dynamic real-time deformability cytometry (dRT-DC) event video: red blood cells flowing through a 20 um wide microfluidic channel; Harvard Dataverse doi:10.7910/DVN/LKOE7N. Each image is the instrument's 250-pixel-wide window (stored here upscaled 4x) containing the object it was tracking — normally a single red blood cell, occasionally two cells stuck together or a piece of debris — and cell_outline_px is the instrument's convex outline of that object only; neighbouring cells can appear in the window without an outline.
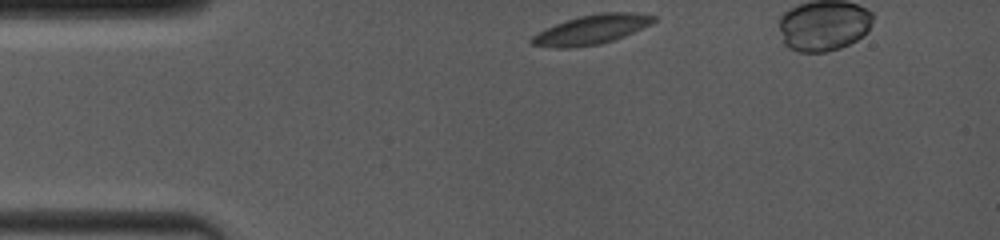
{"species": "common noctule bat (a hibernating species)", "species_latin": "Nyctalus noctula", "temperature_condition": "room temperature", "stored_images_in_passage": 40, "camera_frame_rate_fps": 4000, "um_per_image_px": 0.085, "animal": {"sex": "female", "body_mass_g": 19.0, "forearm_length_mm": 53.3}, "frame": {"image": 1, "passage_image": 1, "time_ms": 0.0, "image_size_px": [1000, 240], "cell_outline_px": [[656, 20], [652, 24], [624, 36], [600, 44], [572, 48], [556, 48], [532, 44], [528, 40], [532, 36], [556, 24], [580, 16], [600, 12], [632, 12], [656, 16]], "centroid_in_image_um": [50.31, 2.51], "position_along_channel_um": 34.7, "area_um2": 20.69}}
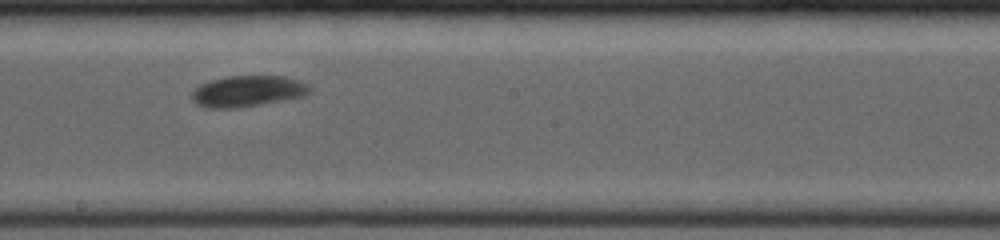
{"frame": {"image": 2, "passage_image": 21, "time_ms": 6.0, "image_size_px": [1000, 240], "cell_outline_px": [[312, 88], [304, 96], [240, 108], [204, 108], [196, 104], [192, 100], [192, 92], [196, 88], [212, 80], [228, 76], [284, 76], [308, 84]], "centroid_in_image_um": [21.04, 7.76], "position_along_channel_um": 227.2, "area_um2": 21.21}}
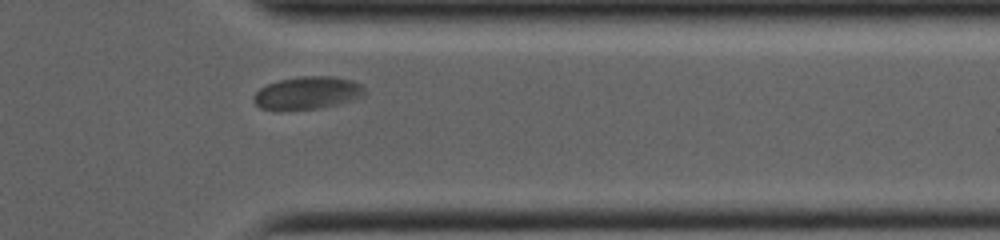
{"frame": {"image": 3, "passage_image": 34, "time_ms": 10.0, "image_size_px": [1000, 240], "cell_outline_px": [[364, 96], [352, 100], [320, 108], [280, 112], [260, 108], [252, 100], [252, 96], [260, 88], [268, 84], [280, 80], [300, 76], [332, 76], [352, 80], [360, 84], [364, 88]], "centroid_in_image_um": [26.08, 7.92], "position_along_channel_um": 385.3, "area_um2": 21.5}}